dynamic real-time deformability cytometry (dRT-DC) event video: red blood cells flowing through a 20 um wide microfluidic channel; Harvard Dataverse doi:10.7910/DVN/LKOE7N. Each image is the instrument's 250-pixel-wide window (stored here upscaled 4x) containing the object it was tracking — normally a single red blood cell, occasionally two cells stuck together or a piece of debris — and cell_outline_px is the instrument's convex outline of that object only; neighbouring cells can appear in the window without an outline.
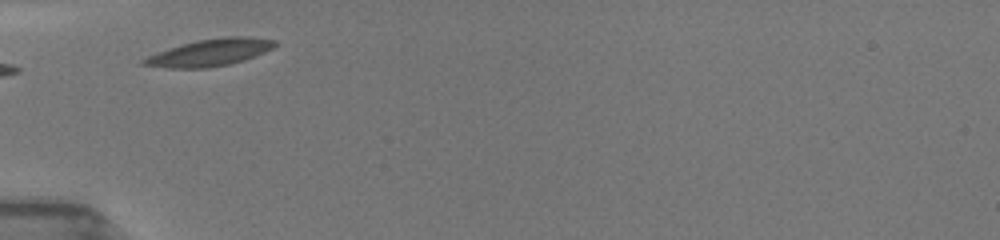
{"species": "common noctule bat (a hibernating species)", "species_latin": "Nyctalus noctula", "temperature_condition": "room temperature", "stored_images_in_passage": 2, "camera_frame_rate_fps": 3000, "um_per_image_px": 0.085, "animal": {"sex": "female", "body_mass_g": 19.5, "forearm_length_mm": 54.1}, "frame": {"image": 1, "passage_image": 1, "time_ms": 0.0, "image_size_px": [1000, 240], "cell_outline_px": [[280, 44], [264, 52], [244, 60], [228, 64], [208, 68], [168, 68], [140, 64], [140, 60], [148, 56], [180, 44], [196, 40], [224, 36], [248, 36], [276, 40]], "centroid_in_image_um": [17.86, 4.45], "position_along_channel_um": 67.1, "area_um2": 20.75}}
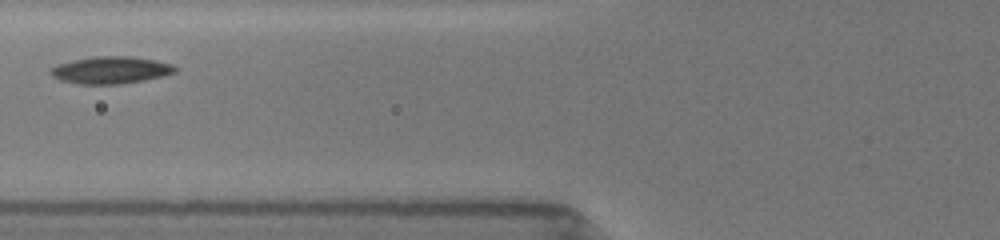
{"frame": {"image": 2, "passage_image": 2, "time_ms": 1.333, "image_size_px": [1000, 240], "cell_outline_px": [[180, 68], [176, 72], [164, 76], [144, 80], [120, 84], [76, 84], [60, 80], [52, 76], [48, 72], [56, 64], [72, 60], [96, 56], [132, 56], [156, 60], [172, 64]], "centroid_in_image_um": [9.43, 5.95], "position_along_channel_um": 116.4, "area_um2": 20.0}}